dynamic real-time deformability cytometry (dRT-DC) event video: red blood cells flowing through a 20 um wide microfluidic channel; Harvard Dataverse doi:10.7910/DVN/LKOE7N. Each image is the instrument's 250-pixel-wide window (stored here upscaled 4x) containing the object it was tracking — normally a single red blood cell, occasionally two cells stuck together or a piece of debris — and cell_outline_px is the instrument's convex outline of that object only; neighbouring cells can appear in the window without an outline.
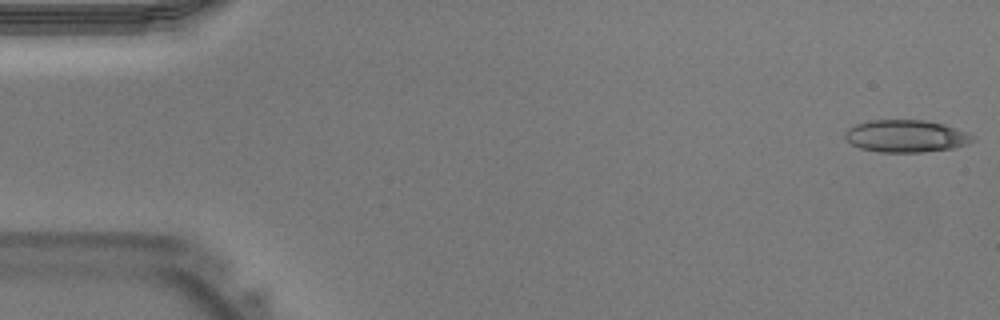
{"species": "Egyptian fruit bat (a non-hibernating species)", "species_latin": "Rousettus aegyptiacus", "temperature_condition": "warm", "stored_images_in_passage": 34, "camera_frame_rate_fps": 3000, "um_per_image_px": 0.085, "animal": {"sex": "male"}, "frame": {"image": 1, "passage_image": 1, "time_ms": 0.0, "image_size_px": [1000, 320], "cell_outline_px": [[976, 140], [968, 144], [952, 148], [920, 152], [880, 152], [860, 148], [852, 144], [844, 136], [844, 132], [848, 128], [856, 124], [868, 120], [924, 120], [944, 124], [968, 132], [976, 136]], "centroid_in_image_um": [77.04, 11.56], "position_along_channel_um": 8.0, "area_um2": 24.16}}
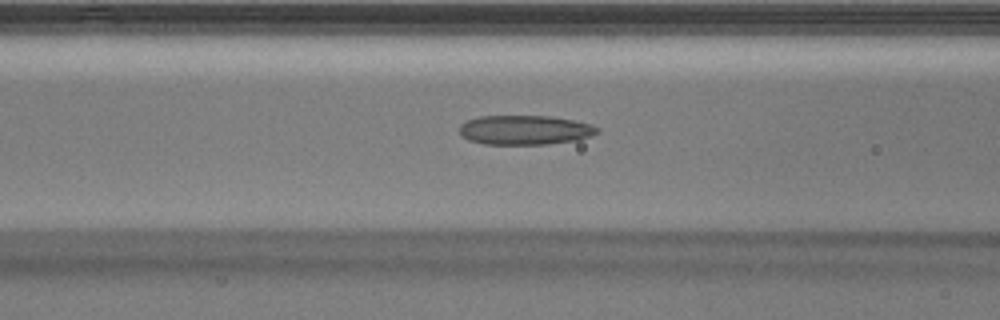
{"frame": {"image": 2, "passage_image": 16, "time_ms": 5.0, "image_size_px": [1000, 320], "cell_outline_px": [[600, 132], [592, 136], [576, 140], [548, 144], [484, 144], [468, 140], [460, 132], [460, 124], [468, 120], [480, 116], [548, 116], [572, 120], [592, 124], [600, 128]], "centroid_in_image_um": [44.65, 11.05], "position_along_channel_um": 121.9, "area_um2": 23.64}}
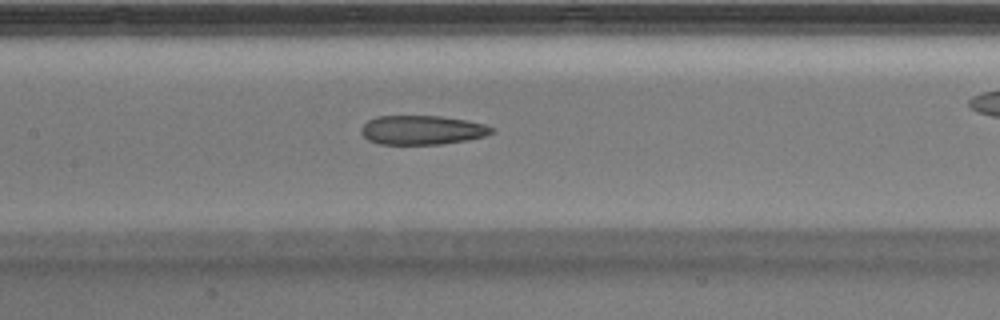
{"frame": {"image": 3, "passage_image": 19, "time_ms": 6.0, "image_size_px": [1000, 320], "cell_outline_px": [[496, 132], [484, 136], [468, 140], [440, 144], [380, 144], [368, 140], [360, 132], [360, 128], [368, 120], [376, 116], [440, 116], [464, 120], [484, 124], [496, 128]], "centroid_in_image_um": [35.89, 11.05], "position_along_channel_um": 171.5, "area_um2": 22.25}}